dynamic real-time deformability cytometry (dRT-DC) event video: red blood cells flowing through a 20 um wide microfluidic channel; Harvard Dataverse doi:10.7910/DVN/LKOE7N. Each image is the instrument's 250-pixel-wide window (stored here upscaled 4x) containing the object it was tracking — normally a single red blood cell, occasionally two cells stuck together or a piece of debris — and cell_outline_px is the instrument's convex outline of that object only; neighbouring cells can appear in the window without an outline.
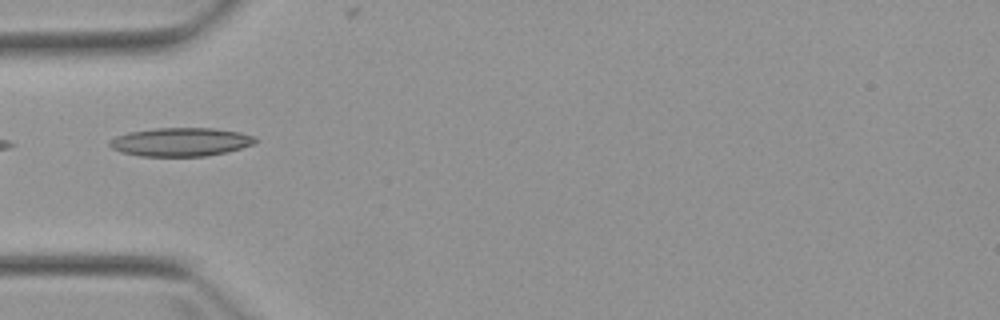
{"species": "Egyptian fruit bat (a non-hibernating species)", "species_latin": "Rousettus aegyptiacus", "temperature_condition": "warm", "stored_images_in_passage": 3, "camera_frame_rate_fps": 3000, "um_per_image_px": 0.085, "animal": {"sex": "female"}, "frame": {"image": 1, "passage_image": 1, "time_ms": 0.0, "image_size_px": [1000, 320], "cell_outline_px": [[260, 140], [252, 144], [240, 148], [224, 152], [204, 156], [140, 156], [120, 152], [112, 148], [108, 144], [108, 140], [116, 136], [128, 132], [156, 128], [212, 128], [240, 132], [256, 136]], "centroid_in_image_um": [15.34, 12.06], "position_along_channel_um": 69.7, "area_um2": 24.28}}
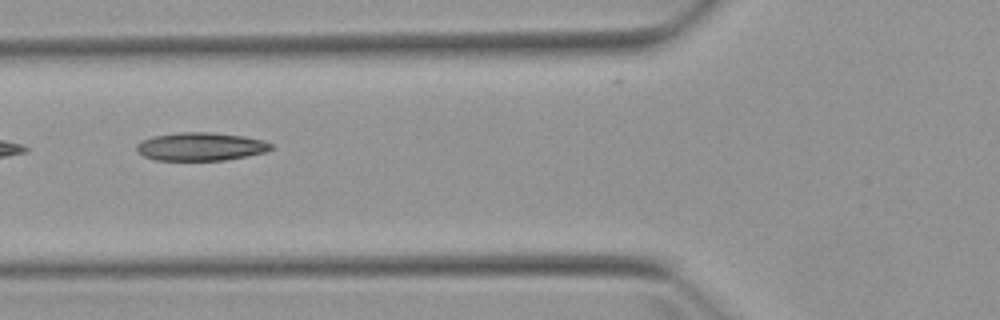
{"frame": {"image": 2, "passage_image": 2, "time_ms": 1.0, "image_size_px": [1000, 320], "cell_outline_px": [[272, 148], [264, 152], [224, 160], [156, 160], [144, 156], [136, 148], [136, 144], [152, 136], [180, 132], [212, 132], [244, 136], [264, 140], [272, 144]], "centroid_in_image_um": [17.06, 12.45], "position_along_channel_um": 108.7, "area_um2": 21.91}}
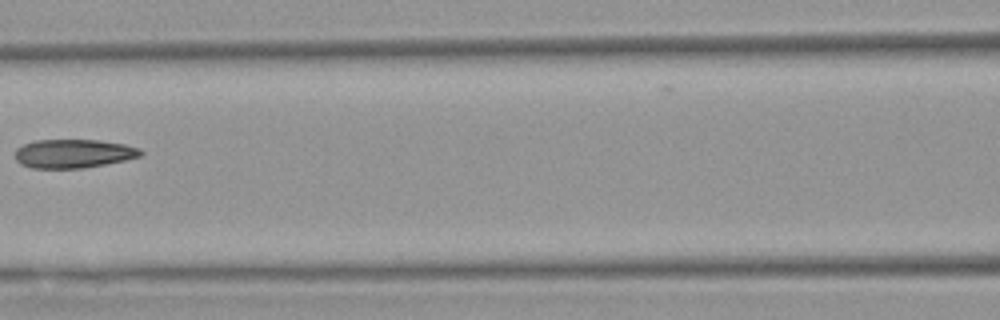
{"frame": {"image": 3, "passage_image": 3, "time_ms": 2.333, "image_size_px": [1000, 320], "cell_outline_px": [[144, 152], [140, 156], [124, 160], [84, 168], [32, 168], [20, 164], [16, 160], [16, 148], [24, 144], [36, 140], [100, 140], [124, 144], [140, 148]], "centroid_in_image_um": [6.24, 13.05], "position_along_channel_um": 160.4, "area_um2": 20.98}}